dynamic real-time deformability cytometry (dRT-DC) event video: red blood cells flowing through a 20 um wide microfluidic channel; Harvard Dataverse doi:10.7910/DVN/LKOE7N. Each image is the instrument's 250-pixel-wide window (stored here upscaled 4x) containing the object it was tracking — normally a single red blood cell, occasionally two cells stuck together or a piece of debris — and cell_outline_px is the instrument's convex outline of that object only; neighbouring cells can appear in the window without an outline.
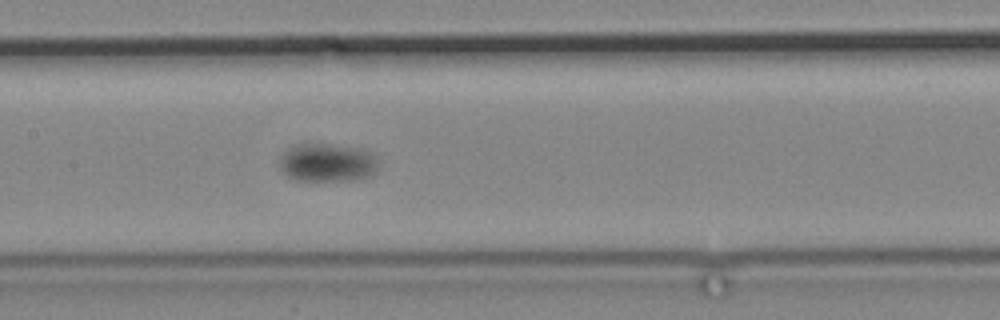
{"species": "common noctule bat (a hibernating species)", "species_latin": "Nyctalus noctula", "temperature_condition": "cold", "stored_images_in_passage": 14, "camera_frame_rate_fps": 3000, "um_per_image_px": 0.085, "animal": {"sex": "male", "body_mass_g": 19.2, "forearm_length_mm": 51.8}, "frame": {"image": 1, "passage_image": 14, "time_ms": 17.333, "image_size_px": [1000, 320], "cell_outline_px": [[376, 172], [368, 176], [356, 180], [300, 180], [288, 176], [280, 168], [280, 160], [292, 148], [312, 144], [332, 144], [364, 148], [372, 152], [376, 160]], "centroid_in_image_um": [27.92, 13.83], "position_along_channel_um": 179.5, "area_um2": 21.5}}